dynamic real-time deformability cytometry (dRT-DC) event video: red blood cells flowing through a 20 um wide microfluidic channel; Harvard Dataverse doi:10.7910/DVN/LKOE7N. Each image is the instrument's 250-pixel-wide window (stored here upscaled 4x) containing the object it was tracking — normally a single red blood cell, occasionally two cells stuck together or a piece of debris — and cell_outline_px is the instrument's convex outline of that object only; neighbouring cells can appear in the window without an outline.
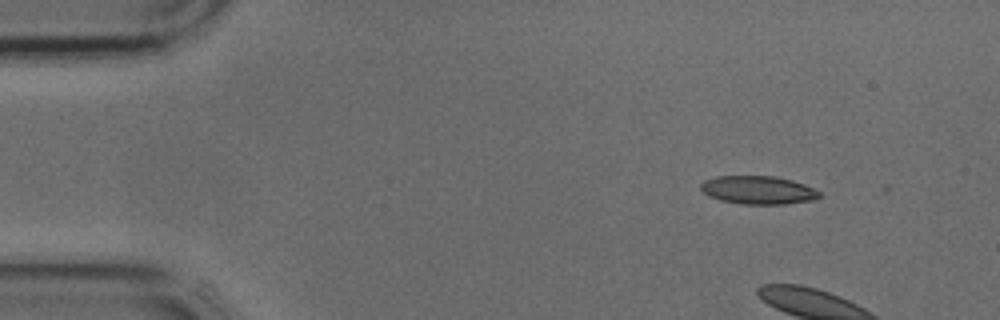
{"species": "common noctule bat (a hibernating species)", "species_latin": "Nyctalus noctula", "temperature_condition": "cold", "stored_images_in_passage": 4, "camera_frame_rate_fps": 3000, "um_per_image_px": 0.085, "animal": {"sex": "male", "body_mass_g": 17.9, "forearm_length_mm": 54.2}, "frame": {"image": 1, "passage_image": 1, "time_ms": 0.0, "image_size_px": [1000, 320], "cell_outline_px": [[820, 196], [812, 200], [784, 204], [740, 204], [720, 200], [708, 196], [700, 188], [700, 184], [704, 180], [716, 176], [772, 176], [792, 180], [804, 184], [820, 192]], "centroid_in_image_um": [64.4, 16.15], "position_along_channel_um": 20.6, "area_um2": 19.48}}
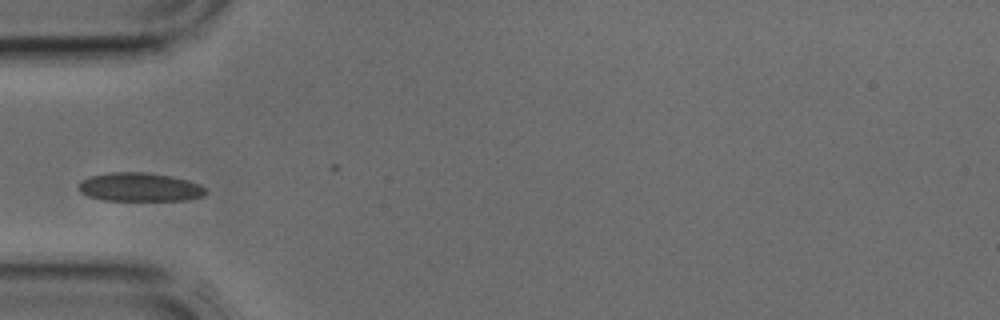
{"frame": {"image": 2, "passage_image": 4, "time_ms": 1.0, "image_size_px": [1000, 320], "cell_outline_px": [[208, 192], [204, 196], [188, 200], [104, 200], [88, 196], [80, 192], [76, 188], [76, 184], [80, 180], [88, 176], [108, 172], [144, 172], [172, 176], [188, 180], [200, 184]], "centroid_in_image_um": [11.83, 15.9], "position_along_channel_um": 73.2, "area_um2": 21.62}}